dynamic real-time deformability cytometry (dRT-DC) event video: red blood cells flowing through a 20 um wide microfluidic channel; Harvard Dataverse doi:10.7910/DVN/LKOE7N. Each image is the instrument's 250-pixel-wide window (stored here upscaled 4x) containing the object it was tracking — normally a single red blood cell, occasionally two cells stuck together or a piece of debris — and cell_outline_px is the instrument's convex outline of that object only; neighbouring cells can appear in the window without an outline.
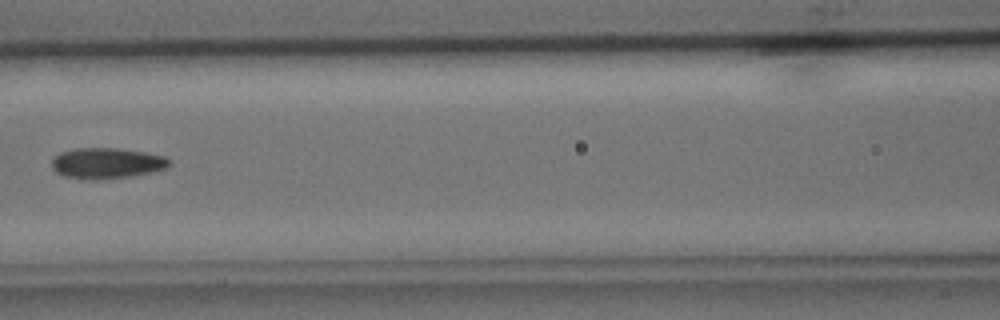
{"species": "common noctule bat (a hibernating species)", "species_latin": "Nyctalus noctula", "temperature_condition": "cold", "stored_images_in_passage": 5, "camera_frame_rate_fps": 3000, "um_per_image_px": 0.085, "animal": {"sex": "male", "body_mass_g": 15.6}, "frame": {"image": 1, "passage_image": 5, "time_ms": 5.333, "image_size_px": [1000, 320], "cell_outline_px": [[168, 164], [164, 168], [152, 172], [132, 176], [100, 180], [88, 180], [64, 176], [56, 172], [52, 168], [52, 160], [60, 152], [72, 148], [120, 148], [144, 152], [164, 156], [168, 160]], "centroid_in_image_um": [9.02, 13.87], "position_along_channel_um": 157.6, "area_um2": 21.1}}